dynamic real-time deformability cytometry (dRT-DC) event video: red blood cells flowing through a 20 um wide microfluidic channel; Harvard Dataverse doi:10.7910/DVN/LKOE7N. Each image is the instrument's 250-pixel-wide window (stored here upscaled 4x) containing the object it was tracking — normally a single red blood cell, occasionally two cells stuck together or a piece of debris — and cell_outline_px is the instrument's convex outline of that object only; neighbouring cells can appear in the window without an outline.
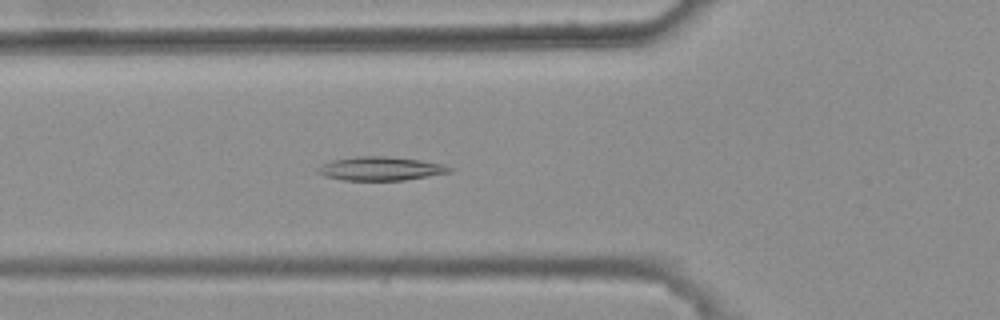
{"species": "common noctule bat (a hibernating species)", "species_latin": "Nyctalus noctula", "temperature_condition": "warm", "stored_images_in_passage": 41, "camera_frame_rate_fps": 3000, "um_per_image_px": 0.085, "animal": {"sex": "female", "body_mass_g": 25.1}, "frame": {"image": 1, "passage_image": 14, "time_ms": 4.333, "image_size_px": [1000, 320], "cell_outline_px": [[456, 168], [448, 172], [428, 176], [404, 180], [344, 180], [324, 176], [316, 172], [316, 168], [332, 160], [356, 156], [384, 156], [420, 160], [444, 164]], "centroid_in_image_um": [32.35, 14.33], "position_along_channel_um": 93.5, "area_um2": 18.15}}
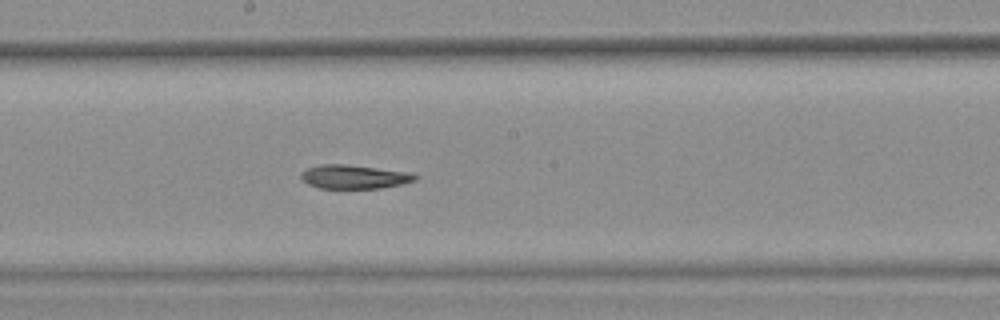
{"frame": {"image": 2, "passage_image": 24, "time_ms": 7.667, "image_size_px": [1000, 320], "cell_outline_px": [[420, 176], [416, 180], [400, 184], [380, 188], [320, 188], [308, 184], [300, 176], [300, 172], [308, 168], [320, 164], [344, 164], [416, 172]], "centroid_in_image_um": [30.17, 15.01], "position_along_channel_um": 218.0, "area_um2": 16.01}}
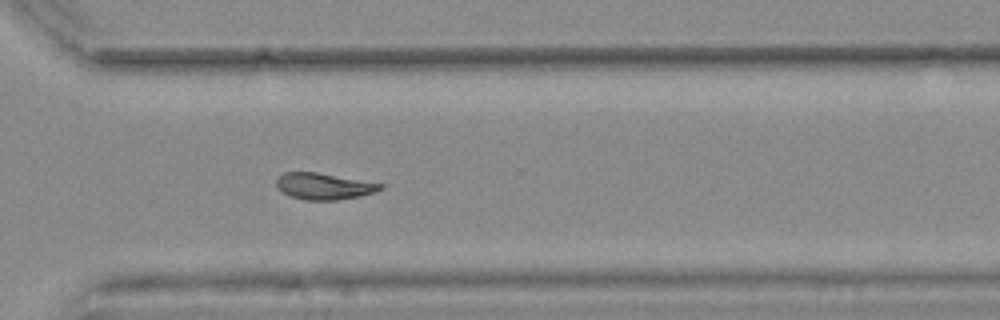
{"frame": {"image": 3, "passage_image": 34, "time_ms": 11.0, "image_size_px": [1000, 320], "cell_outline_px": [[384, 188], [376, 192], [360, 196], [336, 200], [304, 200], [292, 196], [276, 188], [276, 180], [284, 172], [316, 172], [384, 184]], "centroid_in_image_um": [27.55, 15.83], "position_along_channel_um": 343.1, "area_um2": 15.95}, "authors_computed_cell_mechanics": {"area_um2": 16.5308, "velocity_mm_per_s": 3.7465, "shape_relaxation_time_tau1_ms": null, "shape_relaxation_time_tau2_ms": 7.6048, "deformation_change_tau1": null, "deformation_change_tau2": 0.1332}}